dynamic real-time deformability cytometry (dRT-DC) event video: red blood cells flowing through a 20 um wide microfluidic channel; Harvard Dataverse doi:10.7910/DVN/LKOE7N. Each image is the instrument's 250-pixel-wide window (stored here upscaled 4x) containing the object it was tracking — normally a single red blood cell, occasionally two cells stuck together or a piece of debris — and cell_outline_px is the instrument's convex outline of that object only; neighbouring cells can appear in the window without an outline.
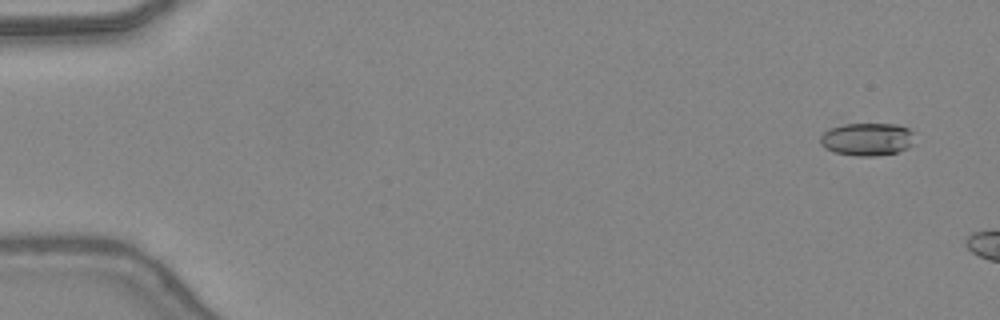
{"species": "common noctule bat (a hibernating species)", "species_latin": "Nyctalus noctula", "temperature_condition": "warm", "stored_images_in_passage": 7, "camera_frame_rate_fps": 3000, "um_per_image_px": 0.085, "animal": {"sex": "female", "body_mass_g": 24.6, "forearm_length_mm": 56.2}, "frame": {"image": 1, "passage_image": 3, "time_ms": 0.667, "image_size_px": [1000, 320], "cell_outline_px": [[912, 144], [908, 148], [896, 152], [876, 156], [856, 156], [836, 152], [824, 148], [820, 144], [820, 136], [828, 128], [844, 124], [896, 124], [908, 128], [912, 132]], "centroid_in_image_um": [73.67, 11.83], "position_along_channel_um": 11.3, "area_um2": 18.03}}